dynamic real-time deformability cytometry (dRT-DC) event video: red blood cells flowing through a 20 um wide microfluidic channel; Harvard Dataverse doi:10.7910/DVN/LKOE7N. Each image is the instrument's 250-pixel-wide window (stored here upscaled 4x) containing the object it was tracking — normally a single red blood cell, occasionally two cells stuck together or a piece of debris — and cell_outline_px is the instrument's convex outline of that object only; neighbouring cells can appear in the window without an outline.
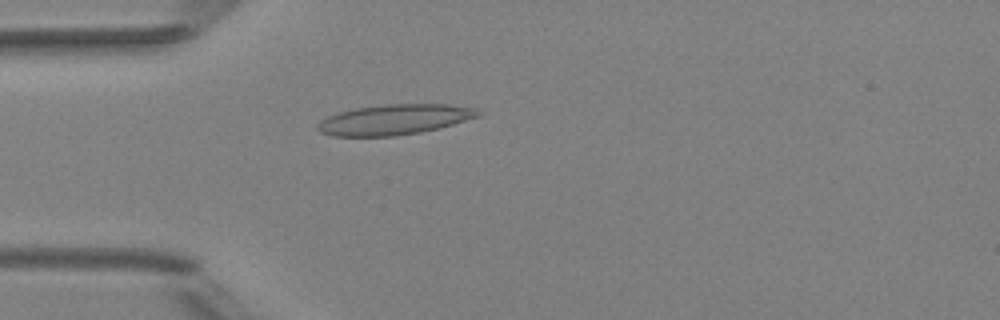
{"species": "Egyptian fruit bat (a non-hibernating species)", "species_latin": "Rousettus aegyptiacus", "temperature_condition": "room temperature", "stored_images_in_passage": 1, "camera_frame_rate_fps": 3000, "um_per_image_px": 0.085, "animal": {"sex": "female"}, "frame": {"image": 1, "passage_image": 1, "time_ms": 0.0, "image_size_px": [1000, 320], "cell_outline_px": [[484, 112], [480, 116], [452, 124], [420, 132], [396, 136], [332, 136], [320, 132], [316, 128], [316, 124], [320, 120], [328, 116], [340, 112], [356, 108], [384, 104], [448, 104], [476, 108]], "centroid_in_image_um": [33.52, 10.16], "position_along_channel_um": 51.5, "area_um2": 28.38}}